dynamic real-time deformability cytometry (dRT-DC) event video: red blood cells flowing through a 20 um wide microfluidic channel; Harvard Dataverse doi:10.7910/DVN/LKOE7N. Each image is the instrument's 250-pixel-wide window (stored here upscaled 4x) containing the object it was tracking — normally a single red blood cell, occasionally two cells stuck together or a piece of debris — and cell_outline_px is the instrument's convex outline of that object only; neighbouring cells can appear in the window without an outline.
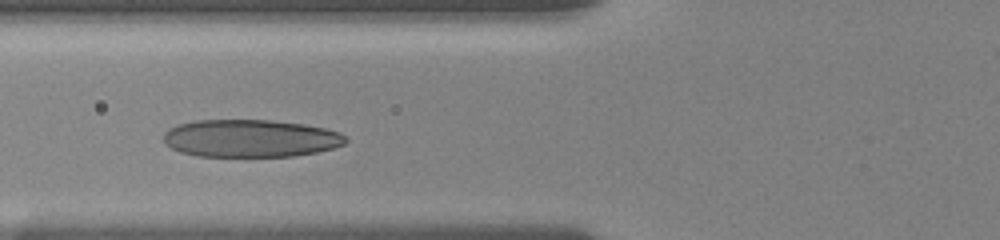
{"species": "human", "species_latin": "Homo sapiens", "temperature_condition": "room temperature", "stored_images_in_passage": 6, "camera_frame_rate_fps": 3000, "um_per_image_px": 0.085, "donor": {"sex": "female"}, "frame": {"image": 1, "passage_image": 4, "time_ms": 3.333, "image_size_px": [1000, 240], "cell_outline_px": [[348, 140], [344, 144], [332, 148], [316, 152], [292, 156], [196, 156], [180, 152], [164, 144], [164, 132], [168, 128], [176, 124], [196, 120], [268, 120], [304, 124], [324, 128], [340, 132]], "centroid_in_image_um": [21.25, 11.75], "position_along_channel_um": 104.6, "area_um2": 40.0}}
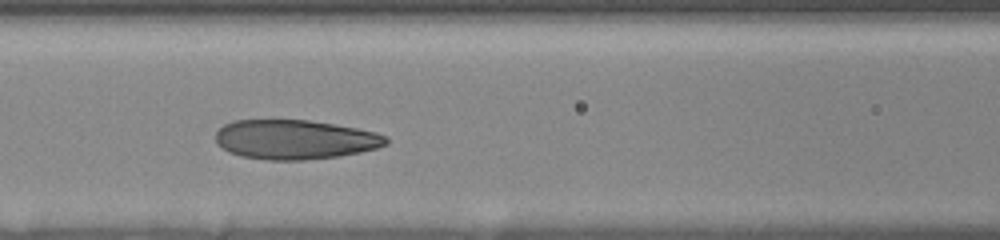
{"frame": {"image": 2, "passage_image": 5, "time_ms": 4.333, "image_size_px": [1000, 240], "cell_outline_px": [[388, 144], [376, 148], [360, 152], [336, 156], [304, 160], [268, 160], [240, 156], [228, 152], [216, 144], [216, 132], [224, 124], [232, 120], [308, 120], [356, 128], [376, 132], [388, 136]], "centroid_in_image_um": [25.04, 11.86], "position_along_channel_um": 141.6, "area_um2": 39.25}}
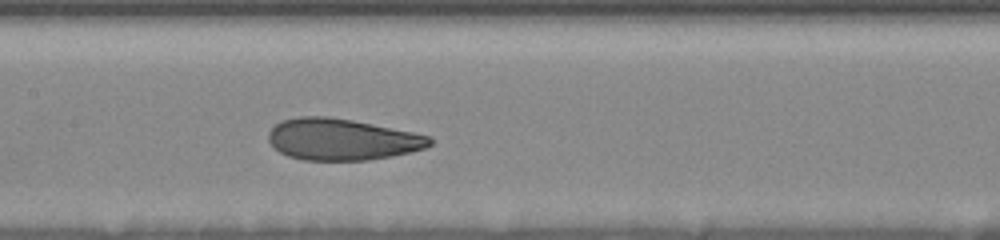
{"frame": {"image": 3, "passage_image": 6, "time_ms": 5.333, "image_size_px": [1000, 240], "cell_outline_px": [[432, 144], [424, 148], [392, 156], [368, 160], [304, 160], [288, 156], [280, 152], [268, 140], [268, 132], [280, 120], [300, 116], [328, 116], [352, 120], [432, 136]], "centroid_in_image_um": [29.04, 11.84], "position_along_channel_um": 178.4, "area_um2": 38.9}}